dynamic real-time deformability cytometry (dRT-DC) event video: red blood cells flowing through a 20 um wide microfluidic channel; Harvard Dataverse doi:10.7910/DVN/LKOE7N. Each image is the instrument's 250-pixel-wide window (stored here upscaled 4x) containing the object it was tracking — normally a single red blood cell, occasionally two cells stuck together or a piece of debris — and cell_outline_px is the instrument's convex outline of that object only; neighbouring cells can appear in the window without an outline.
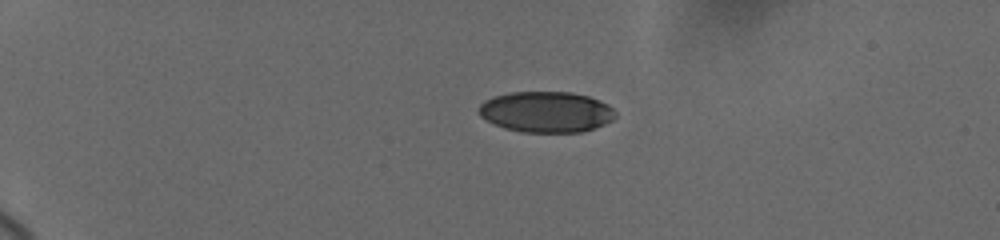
{"species": "human", "species_latin": "Homo sapiens", "temperature_condition": "cold", "stored_images_in_passage": 7, "camera_frame_rate_fps": 3000, "um_per_image_px": 0.085, "donor": {"sex": "female"}, "frame": {"image": 1, "passage_image": 1, "time_ms": 0.0, "image_size_px": [1000, 240], "cell_outline_px": [[616, 116], [612, 120], [604, 124], [580, 132], [520, 132], [504, 128], [492, 124], [480, 116], [476, 112], [480, 104], [484, 100], [492, 96], [508, 92], [572, 92], [588, 96], [608, 104], [616, 112]], "centroid_in_image_um": [46.37, 9.51], "position_along_channel_um": 38.6, "area_um2": 32.83}}
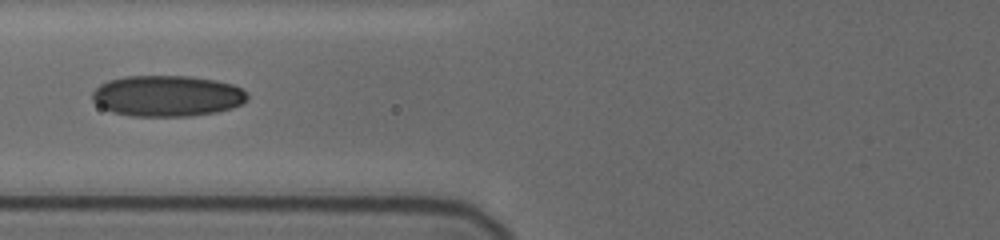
{"frame": {"image": 2, "passage_image": 5, "time_ms": 4.0, "image_size_px": [1000, 240], "cell_outline_px": [[248, 100], [244, 104], [232, 108], [216, 112], [192, 116], [132, 116], [112, 112], [96, 104], [92, 100], [92, 92], [100, 84], [108, 80], [124, 76], [192, 76], [216, 80], [232, 84], [240, 88], [248, 96]], "centroid_in_image_um": [14.21, 8.15], "position_along_channel_um": 111.6, "area_um2": 37.34}}
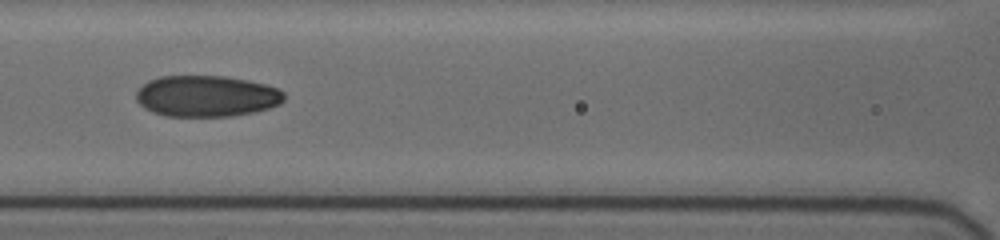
{"frame": {"image": 3, "passage_image": 6, "time_ms": 5.0, "image_size_px": [1000, 240], "cell_outline_px": [[284, 100], [280, 104], [256, 112], [228, 116], [164, 116], [152, 112], [144, 108], [136, 100], [136, 92], [148, 80], [160, 76], [224, 76], [248, 80], [280, 88], [284, 92]], "centroid_in_image_um": [17.56, 8.17], "position_along_channel_um": 149.0, "area_um2": 35.72}}